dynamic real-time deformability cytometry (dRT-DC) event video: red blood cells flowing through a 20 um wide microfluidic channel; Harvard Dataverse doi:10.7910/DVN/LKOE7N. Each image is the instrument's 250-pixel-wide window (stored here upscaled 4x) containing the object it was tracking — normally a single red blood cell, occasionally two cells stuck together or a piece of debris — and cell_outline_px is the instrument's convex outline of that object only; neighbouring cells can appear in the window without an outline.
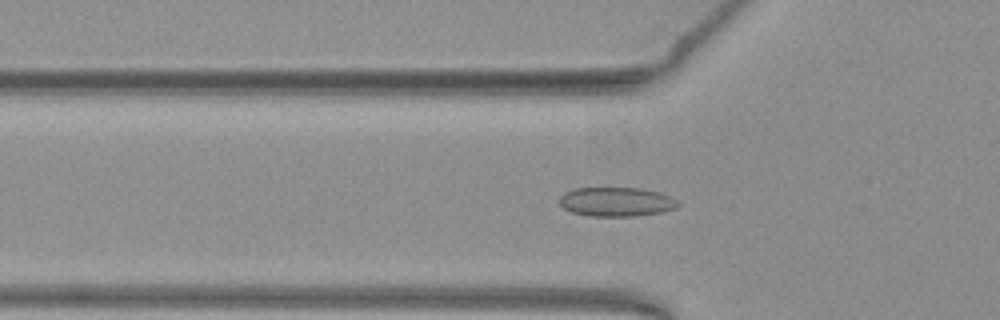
{"species": "common noctule bat (a hibernating species)", "species_latin": "Nyctalus noctula", "temperature_condition": "warm", "stored_images_in_passage": 53, "camera_frame_rate_fps": 3000, "um_per_image_px": 0.085, "animal": {"sex": "female", "body_mass_g": 19.3, "forearm_length_mm": 54.1}, "frame": {"image": 1, "passage_image": 17, "time_ms": 5.333, "image_size_px": [1000, 320], "cell_outline_px": [[680, 204], [676, 208], [660, 212], [632, 216], [588, 216], [572, 212], [564, 208], [560, 204], [560, 196], [564, 192], [576, 188], [640, 188], [660, 192], [676, 200]], "centroid_in_image_um": [52.37, 17.15], "position_along_channel_um": 73.4, "area_um2": 20.06}}
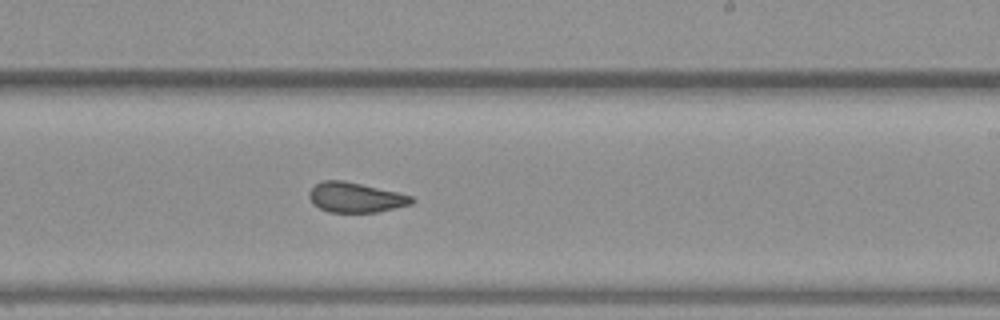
{"frame": {"image": 2, "passage_image": 31, "time_ms": 10.0, "image_size_px": [1000, 320], "cell_outline_px": [[416, 200], [412, 204], [380, 212], [328, 212], [312, 204], [308, 196], [308, 192], [316, 184], [324, 180], [344, 180], [396, 192], [412, 196]], "centroid_in_image_um": [30.21, 16.79], "position_along_channel_um": 258.8, "area_um2": 17.98}}
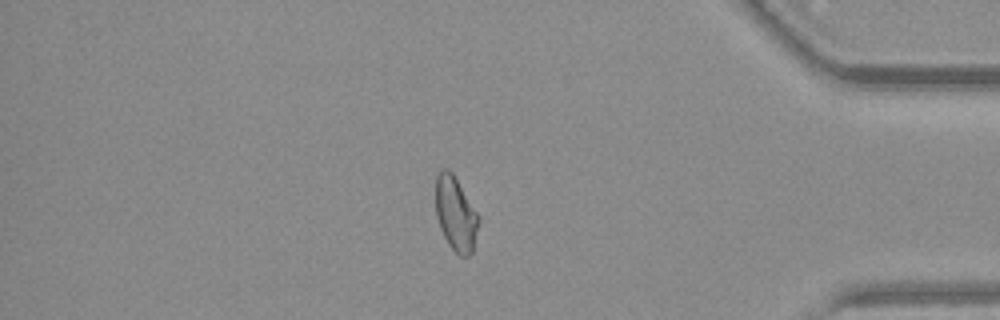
{"frame": {"image": 3, "passage_image": 44, "time_ms": 14.333, "image_size_px": [1000, 320], "cell_outline_px": [[480, 220], [472, 252], [468, 256], [460, 256], [448, 244], [440, 228], [436, 216], [436, 176], [440, 168], [448, 168], [452, 172], [480, 216]], "centroid_in_image_um": [38.73, 18.15], "position_along_channel_um": 396.5, "area_um2": 18.67}, "authors_computed_cell_mechanics": {"area_um2": 19.2474, "velocity_mm_per_s": 3.9604, "shape_relaxation_time_tau1_ms": null, "shape_relaxation_time_tau2_ms": 1.1825, "deformation_change_tau1": null, "deformation_change_tau2": 0.0711}}